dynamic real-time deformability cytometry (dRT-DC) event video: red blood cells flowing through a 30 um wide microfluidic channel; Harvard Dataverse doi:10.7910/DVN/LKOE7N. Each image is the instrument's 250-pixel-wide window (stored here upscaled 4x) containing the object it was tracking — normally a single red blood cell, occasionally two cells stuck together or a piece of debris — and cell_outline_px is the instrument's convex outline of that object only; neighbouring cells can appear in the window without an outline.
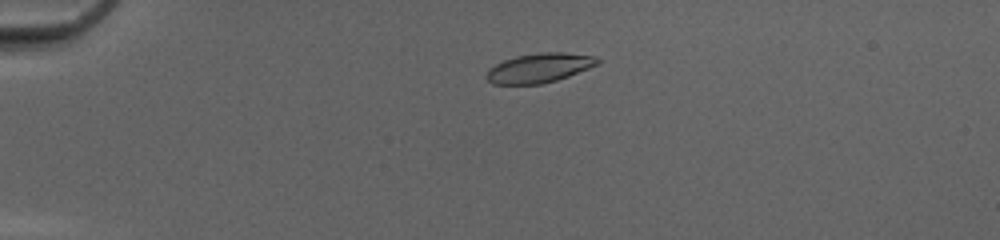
{"species": "common noctule bat (a hibernating species)", "species_latin": "Nyctalus noctula", "temperature_condition": "cold", "stored_images_in_passage": 46, "camera_frame_rate_fps": 3000, "um_per_image_px": 0.085, "animal": {"sex": "female", "body_mass_g": 20.0, "forearm_length_mm": 54.0}, "frame": {"image": 1, "passage_image": 8, "time_ms": 2.333, "image_size_px": [1000, 240], "cell_outline_px": [[600, 64], [568, 76], [556, 80], [540, 84], [492, 84], [484, 76], [488, 68], [504, 60], [516, 56], [540, 52], [564, 52], [596, 56], [600, 60]], "centroid_in_image_um": [45.84, 5.77], "position_along_channel_um": 39.2, "area_um2": 19.13}}
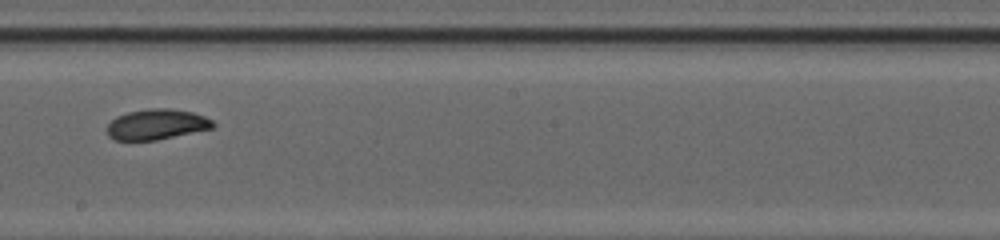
{"frame": {"image": 2, "passage_image": 26, "time_ms": 8.333, "image_size_px": [1000, 240], "cell_outline_px": [[216, 124], [212, 128], [156, 140], [116, 140], [108, 136], [108, 124], [116, 116], [128, 112], [148, 108], [168, 108], [192, 112], [204, 116], [212, 120]], "centroid_in_image_um": [13.31, 10.56], "position_along_channel_um": 234.9, "area_um2": 18.67}}
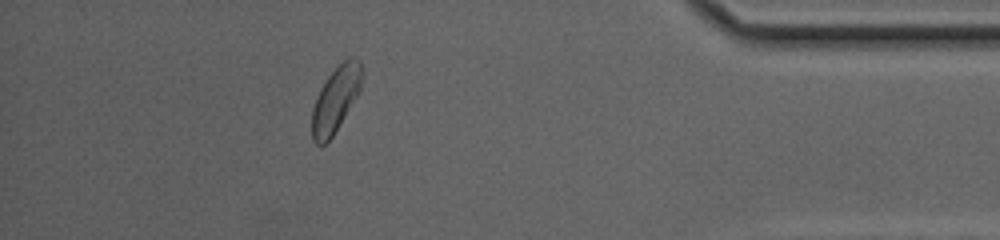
{"frame": {"image": 3, "passage_image": 41, "time_ms": 13.333, "image_size_px": [1000, 240], "cell_outline_px": [[364, 76], [360, 92], [332, 136], [324, 144], [316, 144], [312, 140], [312, 108], [316, 96], [320, 88], [328, 76], [348, 56], [352, 56], [360, 60], [364, 72]], "centroid_in_image_um": [28.56, 8.39], "position_along_channel_um": 406.6, "area_um2": 19.25}, "authors_computed_cell_mechanics": {"area_um2": 19.2763, "velocity_mm_per_s": 4.1628, "shape_relaxation_time_tau1_ms": 11.2951, "shape_relaxation_time_tau2_ms": null, "deformation_change_tau1": 0.2581, "deformation_change_tau2": null}}